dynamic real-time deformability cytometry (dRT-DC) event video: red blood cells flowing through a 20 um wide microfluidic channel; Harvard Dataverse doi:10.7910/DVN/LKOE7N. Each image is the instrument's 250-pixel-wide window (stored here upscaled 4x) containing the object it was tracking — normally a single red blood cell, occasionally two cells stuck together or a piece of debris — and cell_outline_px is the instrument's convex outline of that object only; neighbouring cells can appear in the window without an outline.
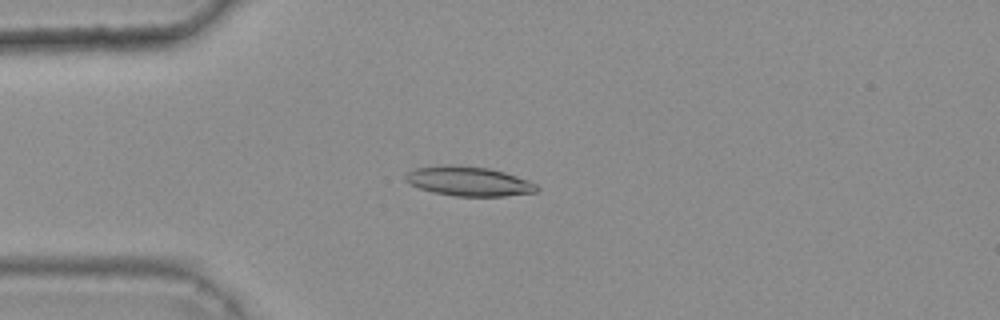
{"species": "common noctule bat (a hibernating species)", "species_latin": "Nyctalus noctula", "temperature_condition": "warm", "stored_images_in_passage": 47, "camera_frame_rate_fps": 3000, "um_per_image_px": 0.085, "animal": {"sex": "female", "body_mass_g": 25.1}, "frame": {"image": 1, "passage_image": 14, "time_ms": 4.333, "image_size_px": [1000, 320], "cell_outline_px": [[540, 188], [536, 192], [504, 196], [456, 196], [432, 192], [408, 184], [404, 180], [404, 176], [408, 172], [416, 168], [444, 164], [488, 168], [504, 172], [528, 180], [536, 184]], "centroid_in_image_um": [39.81, 15.41], "position_along_channel_um": 45.2, "area_um2": 22.54}}
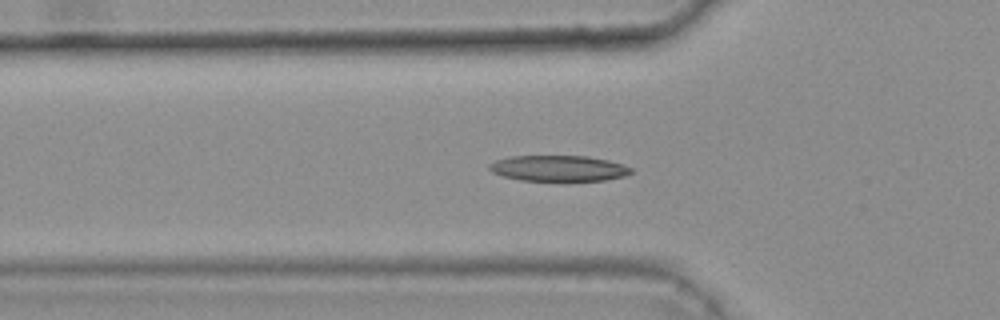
{"frame": {"image": 2, "passage_image": 18, "time_ms": 5.667, "image_size_px": [1000, 320], "cell_outline_px": [[632, 172], [624, 176], [604, 180], [520, 180], [504, 176], [492, 172], [488, 168], [488, 164], [496, 160], [512, 156], [588, 156], [608, 160], [624, 164], [632, 168]], "centroid_in_image_um": [47.48, 14.29], "position_along_channel_um": 78.3, "area_um2": 21.15}}
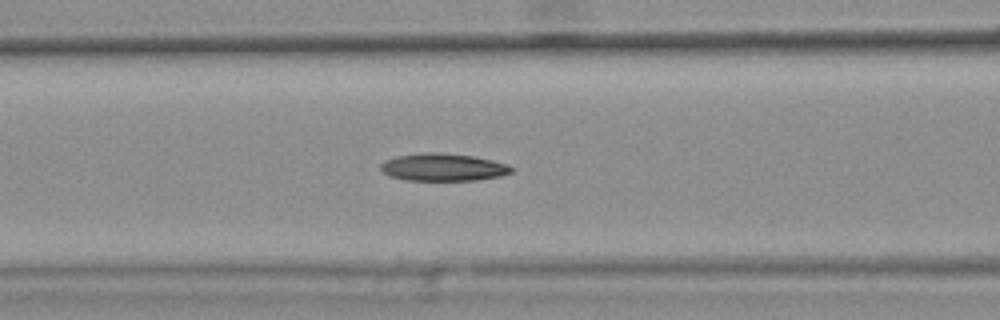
{"frame": {"image": 3, "passage_image": 22, "time_ms": 7.0, "image_size_px": [1000, 320], "cell_outline_px": [[512, 172], [500, 176], [476, 180], [404, 180], [388, 176], [380, 168], [380, 164], [384, 160], [396, 156], [432, 152], [436, 152], [472, 156], [492, 160], [508, 164], [512, 168]], "centroid_in_image_um": [37.64, 14.22], "position_along_channel_um": 129.0, "area_um2": 20.87}}